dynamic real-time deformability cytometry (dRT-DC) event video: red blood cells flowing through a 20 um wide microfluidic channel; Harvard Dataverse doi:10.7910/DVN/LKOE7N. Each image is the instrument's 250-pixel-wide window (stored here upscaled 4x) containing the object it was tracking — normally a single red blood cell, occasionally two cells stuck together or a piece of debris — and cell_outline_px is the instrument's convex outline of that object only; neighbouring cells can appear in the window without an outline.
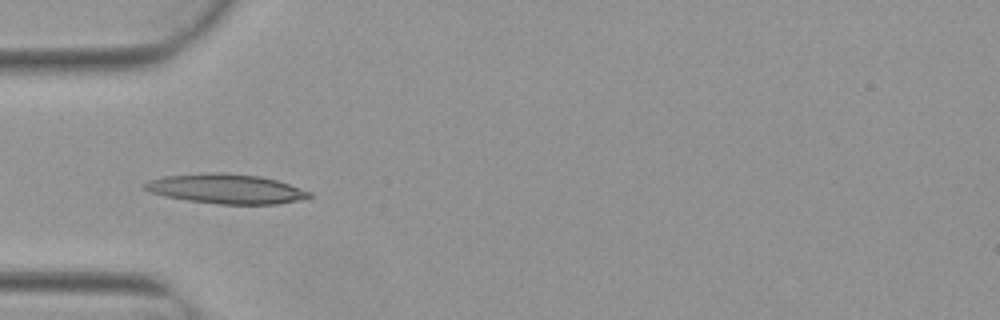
{"species": "Egyptian fruit bat (a non-hibernating species)", "species_latin": "Rousettus aegyptiacus", "temperature_condition": "warm", "stored_images_in_passage": 6, "camera_frame_rate_fps": 3000, "um_per_image_px": 0.085, "animal": {"sex": "female"}, "frame": {"image": 1, "passage_image": 6, "time_ms": 1.667, "image_size_px": [1000, 320], "cell_outline_px": [[312, 196], [296, 200], [276, 204], [220, 204], [188, 200], [164, 196], [148, 192], [140, 188], [140, 184], [148, 180], [164, 176], [216, 172], [224, 172], [260, 176], [276, 180], [312, 192]], "centroid_in_image_um": [19.13, 16.04], "position_along_channel_um": 65.9, "area_um2": 28.44}}